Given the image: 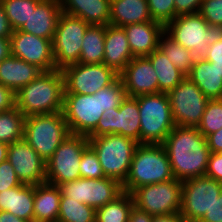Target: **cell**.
I'll return each instance as SVG.
<instances>
[{"label": "cell", "mask_w": 222, "mask_h": 222, "mask_svg": "<svg viewBox=\"0 0 222 222\" xmlns=\"http://www.w3.org/2000/svg\"><path fill=\"white\" fill-rule=\"evenodd\" d=\"M162 145L175 179L205 176L211 151L197 127L175 126Z\"/></svg>", "instance_id": "obj_1"}, {"label": "cell", "mask_w": 222, "mask_h": 222, "mask_svg": "<svg viewBox=\"0 0 222 222\" xmlns=\"http://www.w3.org/2000/svg\"><path fill=\"white\" fill-rule=\"evenodd\" d=\"M64 93L61 70L42 71L15 93L16 108L25 117L63 112Z\"/></svg>", "instance_id": "obj_2"}, {"label": "cell", "mask_w": 222, "mask_h": 222, "mask_svg": "<svg viewBox=\"0 0 222 222\" xmlns=\"http://www.w3.org/2000/svg\"><path fill=\"white\" fill-rule=\"evenodd\" d=\"M174 179L167 152L162 144H139L122 190L132 193L141 186Z\"/></svg>", "instance_id": "obj_3"}, {"label": "cell", "mask_w": 222, "mask_h": 222, "mask_svg": "<svg viewBox=\"0 0 222 222\" xmlns=\"http://www.w3.org/2000/svg\"><path fill=\"white\" fill-rule=\"evenodd\" d=\"M164 32L196 58H203L209 45L222 39V26L208 24L198 12L177 16L164 26Z\"/></svg>", "instance_id": "obj_4"}, {"label": "cell", "mask_w": 222, "mask_h": 222, "mask_svg": "<svg viewBox=\"0 0 222 222\" xmlns=\"http://www.w3.org/2000/svg\"><path fill=\"white\" fill-rule=\"evenodd\" d=\"M89 146L96 153L105 177L126 181L138 142L119 134L88 137Z\"/></svg>", "instance_id": "obj_5"}, {"label": "cell", "mask_w": 222, "mask_h": 222, "mask_svg": "<svg viewBox=\"0 0 222 222\" xmlns=\"http://www.w3.org/2000/svg\"><path fill=\"white\" fill-rule=\"evenodd\" d=\"M140 116V144H162L176 126L167 93L135 97Z\"/></svg>", "instance_id": "obj_6"}, {"label": "cell", "mask_w": 222, "mask_h": 222, "mask_svg": "<svg viewBox=\"0 0 222 222\" xmlns=\"http://www.w3.org/2000/svg\"><path fill=\"white\" fill-rule=\"evenodd\" d=\"M70 134L63 112L25 118L23 138L45 162Z\"/></svg>", "instance_id": "obj_7"}, {"label": "cell", "mask_w": 222, "mask_h": 222, "mask_svg": "<svg viewBox=\"0 0 222 222\" xmlns=\"http://www.w3.org/2000/svg\"><path fill=\"white\" fill-rule=\"evenodd\" d=\"M183 185L181 180L145 185L134 190V206L151 216L180 213Z\"/></svg>", "instance_id": "obj_8"}, {"label": "cell", "mask_w": 222, "mask_h": 222, "mask_svg": "<svg viewBox=\"0 0 222 222\" xmlns=\"http://www.w3.org/2000/svg\"><path fill=\"white\" fill-rule=\"evenodd\" d=\"M88 146L87 136L70 134L45 162L46 182L59 186L81 178V155Z\"/></svg>", "instance_id": "obj_9"}, {"label": "cell", "mask_w": 222, "mask_h": 222, "mask_svg": "<svg viewBox=\"0 0 222 222\" xmlns=\"http://www.w3.org/2000/svg\"><path fill=\"white\" fill-rule=\"evenodd\" d=\"M90 26L81 18L62 13L52 40L55 69L79 63L84 34Z\"/></svg>", "instance_id": "obj_10"}, {"label": "cell", "mask_w": 222, "mask_h": 222, "mask_svg": "<svg viewBox=\"0 0 222 222\" xmlns=\"http://www.w3.org/2000/svg\"><path fill=\"white\" fill-rule=\"evenodd\" d=\"M101 89L95 94L64 93L63 114L73 135L88 136L103 116Z\"/></svg>", "instance_id": "obj_11"}, {"label": "cell", "mask_w": 222, "mask_h": 222, "mask_svg": "<svg viewBox=\"0 0 222 222\" xmlns=\"http://www.w3.org/2000/svg\"><path fill=\"white\" fill-rule=\"evenodd\" d=\"M176 126L197 127L209 99L187 76L167 93Z\"/></svg>", "instance_id": "obj_12"}, {"label": "cell", "mask_w": 222, "mask_h": 222, "mask_svg": "<svg viewBox=\"0 0 222 222\" xmlns=\"http://www.w3.org/2000/svg\"><path fill=\"white\" fill-rule=\"evenodd\" d=\"M180 215L185 222H197L209 212L222 192V183L207 176L182 181Z\"/></svg>", "instance_id": "obj_13"}, {"label": "cell", "mask_w": 222, "mask_h": 222, "mask_svg": "<svg viewBox=\"0 0 222 222\" xmlns=\"http://www.w3.org/2000/svg\"><path fill=\"white\" fill-rule=\"evenodd\" d=\"M61 72L65 93L95 94L119 78V74L104 63H77L63 68Z\"/></svg>", "instance_id": "obj_14"}, {"label": "cell", "mask_w": 222, "mask_h": 222, "mask_svg": "<svg viewBox=\"0 0 222 222\" xmlns=\"http://www.w3.org/2000/svg\"><path fill=\"white\" fill-rule=\"evenodd\" d=\"M96 128L87 137L119 134L140 144V116L138 101L126 96L119 107L105 110Z\"/></svg>", "instance_id": "obj_15"}, {"label": "cell", "mask_w": 222, "mask_h": 222, "mask_svg": "<svg viewBox=\"0 0 222 222\" xmlns=\"http://www.w3.org/2000/svg\"><path fill=\"white\" fill-rule=\"evenodd\" d=\"M61 193L95 210L112 202L122 192V185L115 179L79 178L59 185Z\"/></svg>", "instance_id": "obj_16"}, {"label": "cell", "mask_w": 222, "mask_h": 222, "mask_svg": "<svg viewBox=\"0 0 222 222\" xmlns=\"http://www.w3.org/2000/svg\"><path fill=\"white\" fill-rule=\"evenodd\" d=\"M10 48L12 56L36 65L42 71L55 69L50 39L15 30L10 37Z\"/></svg>", "instance_id": "obj_17"}, {"label": "cell", "mask_w": 222, "mask_h": 222, "mask_svg": "<svg viewBox=\"0 0 222 222\" xmlns=\"http://www.w3.org/2000/svg\"><path fill=\"white\" fill-rule=\"evenodd\" d=\"M7 160L22 184L36 186L46 182L45 161L24 138L9 145Z\"/></svg>", "instance_id": "obj_18"}, {"label": "cell", "mask_w": 222, "mask_h": 222, "mask_svg": "<svg viewBox=\"0 0 222 222\" xmlns=\"http://www.w3.org/2000/svg\"><path fill=\"white\" fill-rule=\"evenodd\" d=\"M119 77L128 97L158 93L157 74L147 56L134 57Z\"/></svg>", "instance_id": "obj_19"}, {"label": "cell", "mask_w": 222, "mask_h": 222, "mask_svg": "<svg viewBox=\"0 0 222 222\" xmlns=\"http://www.w3.org/2000/svg\"><path fill=\"white\" fill-rule=\"evenodd\" d=\"M61 14L60 0H41L19 31L53 40Z\"/></svg>", "instance_id": "obj_20"}, {"label": "cell", "mask_w": 222, "mask_h": 222, "mask_svg": "<svg viewBox=\"0 0 222 222\" xmlns=\"http://www.w3.org/2000/svg\"><path fill=\"white\" fill-rule=\"evenodd\" d=\"M125 31L133 57L148 56L159 46V38L164 26L154 20L129 24L122 27Z\"/></svg>", "instance_id": "obj_21"}, {"label": "cell", "mask_w": 222, "mask_h": 222, "mask_svg": "<svg viewBox=\"0 0 222 222\" xmlns=\"http://www.w3.org/2000/svg\"><path fill=\"white\" fill-rule=\"evenodd\" d=\"M103 63L120 74L134 58L122 27L105 26Z\"/></svg>", "instance_id": "obj_22"}, {"label": "cell", "mask_w": 222, "mask_h": 222, "mask_svg": "<svg viewBox=\"0 0 222 222\" xmlns=\"http://www.w3.org/2000/svg\"><path fill=\"white\" fill-rule=\"evenodd\" d=\"M0 211L34 222V185L21 184L0 192Z\"/></svg>", "instance_id": "obj_23"}, {"label": "cell", "mask_w": 222, "mask_h": 222, "mask_svg": "<svg viewBox=\"0 0 222 222\" xmlns=\"http://www.w3.org/2000/svg\"><path fill=\"white\" fill-rule=\"evenodd\" d=\"M111 0H60L62 13L90 25H109Z\"/></svg>", "instance_id": "obj_24"}, {"label": "cell", "mask_w": 222, "mask_h": 222, "mask_svg": "<svg viewBox=\"0 0 222 222\" xmlns=\"http://www.w3.org/2000/svg\"><path fill=\"white\" fill-rule=\"evenodd\" d=\"M41 72L42 70L36 65L10 55L0 62V84L16 93Z\"/></svg>", "instance_id": "obj_25"}, {"label": "cell", "mask_w": 222, "mask_h": 222, "mask_svg": "<svg viewBox=\"0 0 222 222\" xmlns=\"http://www.w3.org/2000/svg\"><path fill=\"white\" fill-rule=\"evenodd\" d=\"M187 77L210 99H219L222 94V66L204 58H196Z\"/></svg>", "instance_id": "obj_26"}, {"label": "cell", "mask_w": 222, "mask_h": 222, "mask_svg": "<svg viewBox=\"0 0 222 222\" xmlns=\"http://www.w3.org/2000/svg\"><path fill=\"white\" fill-rule=\"evenodd\" d=\"M147 0H111L109 25L124 27L151 21Z\"/></svg>", "instance_id": "obj_27"}, {"label": "cell", "mask_w": 222, "mask_h": 222, "mask_svg": "<svg viewBox=\"0 0 222 222\" xmlns=\"http://www.w3.org/2000/svg\"><path fill=\"white\" fill-rule=\"evenodd\" d=\"M61 190L47 182L34 186V222H57Z\"/></svg>", "instance_id": "obj_28"}, {"label": "cell", "mask_w": 222, "mask_h": 222, "mask_svg": "<svg viewBox=\"0 0 222 222\" xmlns=\"http://www.w3.org/2000/svg\"><path fill=\"white\" fill-rule=\"evenodd\" d=\"M147 57L157 74L158 93H168L186 77L159 48Z\"/></svg>", "instance_id": "obj_29"}, {"label": "cell", "mask_w": 222, "mask_h": 222, "mask_svg": "<svg viewBox=\"0 0 222 222\" xmlns=\"http://www.w3.org/2000/svg\"><path fill=\"white\" fill-rule=\"evenodd\" d=\"M105 26L90 25L83 37L79 63L102 64L104 58Z\"/></svg>", "instance_id": "obj_30"}, {"label": "cell", "mask_w": 222, "mask_h": 222, "mask_svg": "<svg viewBox=\"0 0 222 222\" xmlns=\"http://www.w3.org/2000/svg\"><path fill=\"white\" fill-rule=\"evenodd\" d=\"M133 206L132 195L123 191L112 202L96 209L95 222H129Z\"/></svg>", "instance_id": "obj_31"}, {"label": "cell", "mask_w": 222, "mask_h": 222, "mask_svg": "<svg viewBox=\"0 0 222 222\" xmlns=\"http://www.w3.org/2000/svg\"><path fill=\"white\" fill-rule=\"evenodd\" d=\"M158 48L166 54L171 63H173L185 76L190 73L196 59L191 50L178 44L165 32H163L159 38Z\"/></svg>", "instance_id": "obj_32"}, {"label": "cell", "mask_w": 222, "mask_h": 222, "mask_svg": "<svg viewBox=\"0 0 222 222\" xmlns=\"http://www.w3.org/2000/svg\"><path fill=\"white\" fill-rule=\"evenodd\" d=\"M25 118L16 107L0 112V141L10 145L23 139Z\"/></svg>", "instance_id": "obj_33"}, {"label": "cell", "mask_w": 222, "mask_h": 222, "mask_svg": "<svg viewBox=\"0 0 222 222\" xmlns=\"http://www.w3.org/2000/svg\"><path fill=\"white\" fill-rule=\"evenodd\" d=\"M96 210L61 193L57 222H95Z\"/></svg>", "instance_id": "obj_34"}, {"label": "cell", "mask_w": 222, "mask_h": 222, "mask_svg": "<svg viewBox=\"0 0 222 222\" xmlns=\"http://www.w3.org/2000/svg\"><path fill=\"white\" fill-rule=\"evenodd\" d=\"M41 0H3L1 3L13 31L19 30Z\"/></svg>", "instance_id": "obj_35"}, {"label": "cell", "mask_w": 222, "mask_h": 222, "mask_svg": "<svg viewBox=\"0 0 222 222\" xmlns=\"http://www.w3.org/2000/svg\"><path fill=\"white\" fill-rule=\"evenodd\" d=\"M197 128L205 137L222 128V102L219 99H210L207 102Z\"/></svg>", "instance_id": "obj_36"}, {"label": "cell", "mask_w": 222, "mask_h": 222, "mask_svg": "<svg viewBox=\"0 0 222 222\" xmlns=\"http://www.w3.org/2000/svg\"><path fill=\"white\" fill-rule=\"evenodd\" d=\"M79 171L81 178H105L98 157L90 146H88L81 155Z\"/></svg>", "instance_id": "obj_37"}, {"label": "cell", "mask_w": 222, "mask_h": 222, "mask_svg": "<svg viewBox=\"0 0 222 222\" xmlns=\"http://www.w3.org/2000/svg\"><path fill=\"white\" fill-rule=\"evenodd\" d=\"M152 20L163 26L175 18L174 0H147Z\"/></svg>", "instance_id": "obj_38"}, {"label": "cell", "mask_w": 222, "mask_h": 222, "mask_svg": "<svg viewBox=\"0 0 222 222\" xmlns=\"http://www.w3.org/2000/svg\"><path fill=\"white\" fill-rule=\"evenodd\" d=\"M126 96L123 82L119 77L113 84L101 89L103 111L119 107Z\"/></svg>", "instance_id": "obj_39"}, {"label": "cell", "mask_w": 222, "mask_h": 222, "mask_svg": "<svg viewBox=\"0 0 222 222\" xmlns=\"http://www.w3.org/2000/svg\"><path fill=\"white\" fill-rule=\"evenodd\" d=\"M198 13L208 24L222 26V0H203Z\"/></svg>", "instance_id": "obj_40"}, {"label": "cell", "mask_w": 222, "mask_h": 222, "mask_svg": "<svg viewBox=\"0 0 222 222\" xmlns=\"http://www.w3.org/2000/svg\"><path fill=\"white\" fill-rule=\"evenodd\" d=\"M21 184L11 163L8 160L0 163V192Z\"/></svg>", "instance_id": "obj_41"}, {"label": "cell", "mask_w": 222, "mask_h": 222, "mask_svg": "<svg viewBox=\"0 0 222 222\" xmlns=\"http://www.w3.org/2000/svg\"><path fill=\"white\" fill-rule=\"evenodd\" d=\"M205 176L222 183V154H210Z\"/></svg>", "instance_id": "obj_42"}, {"label": "cell", "mask_w": 222, "mask_h": 222, "mask_svg": "<svg viewBox=\"0 0 222 222\" xmlns=\"http://www.w3.org/2000/svg\"><path fill=\"white\" fill-rule=\"evenodd\" d=\"M203 0H174L175 18L180 15L199 12Z\"/></svg>", "instance_id": "obj_43"}, {"label": "cell", "mask_w": 222, "mask_h": 222, "mask_svg": "<svg viewBox=\"0 0 222 222\" xmlns=\"http://www.w3.org/2000/svg\"><path fill=\"white\" fill-rule=\"evenodd\" d=\"M199 222H222V192Z\"/></svg>", "instance_id": "obj_44"}, {"label": "cell", "mask_w": 222, "mask_h": 222, "mask_svg": "<svg viewBox=\"0 0 222 222\" xmlns=\"http://www.w3.org/2000/svg\"><path fill=\"white\" fill-rule=\"evenodd\" d=\"M16 107L15 93L0 84V112H5Z\"/></svg>", "instance_id": "obj_45"}, {"label": "cell", "mask_w": 222, "mask_h": 222, "mask_svg": "<svg viewBox=\"0 0 222 222\" xmlns=\"http://www.w3.org/2000/svg\"><path fill=\"white\" fill-rule=\"evenodd\" d=\"M203 58L212 64L222 66V39L209 45V49Z\"/></svg>", "instance_id": "obj_46"}, {"label": "cell", "mask_w": 222, "mask_h": 222, "mask_svg": "<svg viewBox=\"0 0 222 222\" xmlns=\"http://www.w3.org/2000/svg\"><path fill=\"white\" fill-rule=\"evenodd\" d=\"M207 145L212 153L222 152V128L207 137Z\"/></svg>", "instance_id": "obj_47"}, {"label": "cell", "mask_w": 222, "mask_h": 222, "mask_svg": "<svg viewBox=\"0 0 222 222\" xmlns=\"http://www.w3.org/2000/svg\"><path fill=\"white\" fill-rule=\"evenodd\" d=\"M13 30L9 24L8 17L5 14L2 3L0 2V38L11 37Z\"/></svg>", "instance_id": "obj_48"}, {"label": "cell", "mask_w": 222, "mask_h": 222, "mask_svg": "<svg viewBox=\"0 0 222 222\" xmlns=\"http://www.w3.org/2000/svg\"><path fill=\"white\" fill-rule=\"evenodd\" d=\"M153 216L137 209L135 206L130 211L129 222H152Z\"/></svg>", "instance_id": "obj_49"}, {"label": "cell", "mask_w": 222, "mask_h": 222, "mask_svg": "<svg viewBox=\"0 0 222 222\" xmlns=\"http://www.w3.org/2000/svg\"><path fill=\"white\" fill-rule=\"evenodd\" d=\"M152 222H185V221L181 217L180 213H178V214L153 216Z\"/></svg>", "instance_id": "obj_50"}, {"label": "cell", "mask_w": 222, "mask_h": 222, "mask_svg": "<svg viewBox=\"0 0 222 222\" xmlns=\"http://www.w3.org/2000/svg\"><path fill=\"white\" fill-rule=\"evenodd\" d=\"M11 55L10 39L0 38V62Z\"/></svg>", "instance_id": "obj_51"}, {"label": "cell", "mask_w": 222, "mask_h": 222, "mask_svg": "<svg viewBox=\"0 0 222 222\" xmlns=\"http://www.w3.org/2000/svg\"><path fill=\"white\" fill-rule=\"evenodd\" d=\"M0 222H26V221L14 216L12 213L6 211H0Z\"/></svg>", "instance_id": "obj_52"}, {"label": "cell", "mask_w": 222, "mask_h": 222, "mask_svg": "<svg viewBox=\"0 0 222 222\" xmlns=\"http://www.w3.org/2000/svg\"><path fill=\"white\" fill-rule=\"evenodd\" d=\"M9 145L0 141V163L7 160Z\"/></svg>", "instance_id": "obj_53"}]
</instances>
